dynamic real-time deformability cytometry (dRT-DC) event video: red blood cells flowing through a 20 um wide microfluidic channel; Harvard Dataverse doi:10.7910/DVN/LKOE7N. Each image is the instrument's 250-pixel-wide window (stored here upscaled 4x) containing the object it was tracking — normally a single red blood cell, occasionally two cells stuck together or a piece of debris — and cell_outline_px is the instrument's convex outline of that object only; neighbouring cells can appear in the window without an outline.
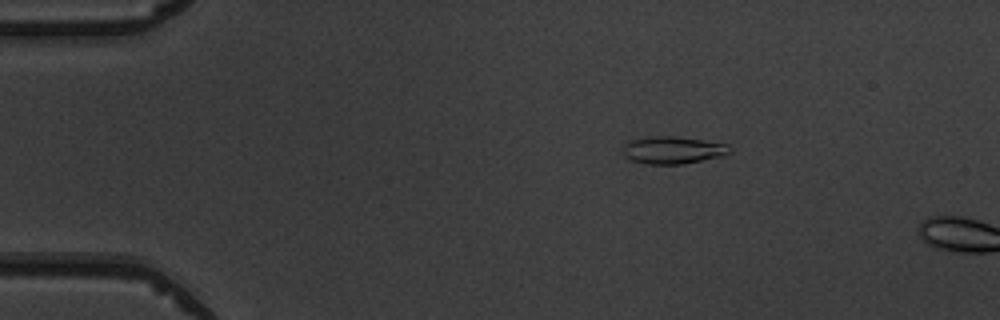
{"species": "common noctule bat (a hibernating species)", "species_latin": "Nyctalus noctula", "temperature_condition": "warm", "stored_images_in_passage": 2, "camera_frame_rate_fps": 3000, "um_per_image_px": 0.085, "animal": {"sex": "male", "body_mass_g": 19.5, "forearm_length_mm": 54.6}, "frame": {"image": 1, "passage_image": 1, "time_ms": 0.0, "image_size_px": [1000, 320], "cell_outline_px": [[728, 152], [724, 156], [684, 164], [644, 164], [632, 160], [624, 156], [624, 144], [632, 140], [656, 136], [676, 136], [728, 144]], "centroid_in_image_um": [57.19, 12.77], "position_along_channel_um": 27.8, "area_um2": 16.88}}